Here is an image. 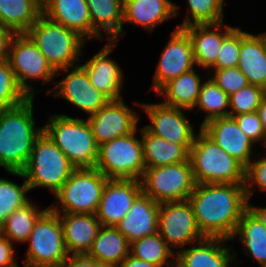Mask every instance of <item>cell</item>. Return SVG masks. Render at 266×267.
I'll use <instances>...</instances> for the list:
<instances>
[{
	"label": "cell",
	"instance_id": "cell-1",
	"mask_svg": "<svg viewBox=\"0 0 266 267\" xmlns=\"http://www.w3.org/2000/svg\"><path fill=\"white\" fill-rule=\"evenodd\" d=\"M197 226L204 237L230 240L247 209L245 184H196L189 195Z\"/></svg>",
	"mask_w": 266,
	"mask_h": 267
},
{
	"label": "cell",
	"instance_id": "cell-2",
	"mask_svg": "<svg viewBox=\"0 0 266 267\" xmlns=\"http://www.w3.org/2000/svg\"><path fill=\"white\" fill-rule=\"evenodd\" d=\"M34 101L35 97H30L18 106L0 110V167L6 172L24 169L43 132L34 118Z\"/></svg>",
	"mask_w": 266,
	"mask_h": 267
},
{
	"label": "cell",
	"instance_id": "cell-3",
	"mask_svg": "<svg viewBox=\"0 0 266 267\" xmlns=\"http://www.w3.org/2000/svg\"><path fill=\"white\" fill-rule=\"evenodd\" d=\"M43 132L75 168H95L99 145L86 118L67 113L48 114Z\"/></svg>",
	"mask_w": 266,
	"mask_h": 267
},
{
	"label": "cell",
	"instance_id": "cell-4",
	"mask_svg": "<svg viewBox=\"0 0 266 267\" xmlns=\"http://www.w3.org/2000/svg\"><path fill=\"white\" fill-rule=\"evenodd\" d=\"M26 34L55 71L79 65L84 60L83 50L88 41L76 31L49 20L43 14Z\"/></svg>",
	"mask_w": 266,
	"mask_h": 267
},
{
	"label": "cell",
	"instance_id": "cell-5",
	"mask_svg": "<svg viewBox=\"0 0 266 267\" xmlns=\"http://www.w3.org/2000/svg\"><path fill=\"white\" fill-rule=\"evenodd\" d=\"M196 184H245V167L217 145L201 128L189 151Z\"/></svg>",
	"mask_w": 266,
	"mask_h": 267
},
{
	"label": "cell",
	"instance_id": "cell-6",
	"mask_svg": "<svg viewBox=\"0 0 266 267\" xmlns=\"http://www.w3.org/2000/svg\"><path fill=\"white\" fill-rule=\"evenodd\" d=\"M7 60L19 86L29 97H35L44 90L47 96L53 89L56 71L26 33L12 35ZM46 83L52 84L51 87L48 88ZM38 84L47 85V88L41 86L36 90Z\"/></svg>",
	"mask_w": 266,
	"mask_h": 267
},
{
	"label": "cell",
	"instance_id": "cell-7",
	"mask_svg": "<svg viewBox=\"0 0 266 267\" xmlns=\"http://www.w3.org/2000/svg\"><path fill=\"white\" fill-rule=\"evenodd\" d=\"M75 167L66 155L44 133L36 139L32 153L22 173L30 192L46 189L54 195L69 179Z\"/></svg>",
	"mask_w": 266,
	"mask_h": 267
},
{
	"label": "cell",
	"instance_id": "cell-8",
	"mask_svg": "<svg viewBox=\"0 0 266 267\" xmlns=\"http://www.w3.org/2000/svg\"><path fill=\"white\" fill-rule=\"evenodd\" d=\"M108 180L96 168H75L49 208L55 213L96 214Z\"/></svg>",
	"mask_w": 266,
	"mask_h": 267
},
{
	"label": "cell",
	"instance_id": "cell-9",
	"mask_svg": "<svg viewBox=\"0 0 266 267\" xmlns=\"http://www.w3.org/2000/svg\"><path fill=\"white\" fill-rule=\"evenodd\" d=\"M23 265L28 267H63L68 252L57 213L48 208L35 222L26 242Z\"/></svg>",
	"mask_w": 266,
	"mask_h": 267
},
{
	"label": "cell",
	"instance_id": "cell-10",
	"mask_svg": "<svg viewBox=\"0 0 266 267\" xmlns=\"http://www.w3.org/2000/svg\"><path fill=\"white\" fill-rule=\"evenodd\" d=\"M95 168L108 179L140 180L146 169L140 127L131 134L100 144Z\"/></svg>",
	"mask_w": 266,
	"mask_h": 267
},
{
	"label": "cell",
	"instance_id": "cell-11",
	"mask_svg": "<svg viewBox=\"0 0 266 267\" xmlns=\"http://www.w3.org/2000/svg\"><path fill=\"white\" fill-rule=\"evenodd\" d=\"M140 181L142 192L157 203L188 200L196 186L190 159L146 168Z\"/></svg>",
	"mask_w": 266,
	"mask_h": 267
},
{
	"label": "cell",
	"instance_id": "cell-12",
	"mask_svg": "<svg viewBox=\"0 0 266 267\" xmlns=\"http://www.w3.org/2000/svg\"><path fill=\"white\" fill-rule=\"evenodd\" d=\"M134 104L147 116L149 124L144 125V127L151 134L169 142L180 144L188 152L190 151L194 138L200 129L191 123L188 115L186 116L187 112L190 111L168 106L160 101L158 103L134 101Z\"/></svg>",
	"mask_w": 266,
	"mask_h": 267
},
{
	"label": "cell",
	"instance_id": "cell-13",
	"mask_svg": "<svg viewBox=\"0 0 266 267\" xmlns=\"http://www.w3.org/2000/svg\"><path fill=\"white\" fill-rule=\"evenodd\" d=\"M59 75L64 76L57 79ZM56 79L53 89L47 95L64 99L72 108L75 107L87 117L98 112L110 101L91 84L87 72L80 64L56 71Z\"/></svg>",
	"mask_w": 266,
	"mask_h": 267
},
{
	"label": "cell",
	"instance_id": "cell-14",
	"mask_svg": "<svg viewBox=\"0 0 266 267\" xmlns=\"http://www.w3.org/2000/svg\"><path fill=\"white\" fill-rule=\"evenodd\" d=\"M158 232L175 253L205 238L188 200L160 203Z\"/></svg>",
	"mask_w": 266,
	"mask_h": 267
},
{
	"label": "cell",
	"instance_id": "cell-15",
	"mask_svg": "<svg viewBox=\"0 0 266 267\" xmlns=\"http://www.w3.org/2000/svg\"><path fill=\"white\" fill-rule=\"evenodd\" d=\"M158 58L150 86L155 93L169 80L196 66L190 37L177 26L170 32L168 43H165Z\"/></svg>",
	"mask_w": 266,
	"mask_h": 267
},
{
	"label": "cell",
	"instance_id": "cell-16",
	"mask_svg": "<svg viewBox=\"0 0 266 267\" xmlns=\"http://www.w3.org/2000/svg\"><path fill=\"white\" fill-rule=\"evenodd\" d=\"M141 112L129 106L124 98L110 100L95 114L86 117L98 145L133 133L139 127Z\"/></svg>",
	"mask_w": 266,
	"mask_h": 267
},
{
	"label": "cell",
	"instance_id": "cell-17",
	"mask_svg": "<svg viewBox=\"0 0 266 267\" xmlns=\"http://www.w3.org/2000/svg\"><path fill=\"white\" fill-rule=\"evenodd\" d=\"M100 50L92 57L81 61L80 65L87 72L91 84L101 91L110 100H121L124 98V71L118 61L110 54L116 49L118 41H106Z\"/></svg>",
	"mask_w": 266,
	"mask_h": 267
},
{
	"label": "cell",
	"instance_id": "cell-18",
	"mask_svg": "<svg viewBox=\"0 0 266 267\" xmlns=\"http://www.w3.org/2000/svg\"><path fill=\"white\" fill-rule=\"evenodd\" d=\"M230 243L223 238L205 237L178 251L175 267H238L242 262Z\"/></svg>",
	"mask_w": 266,
	"mask_h": 267
},
{
	"label": "cell",
	"instance_id": "cell-19",
	"mask_svg": "<svg viewBox=\"0 0 266 267\" xmlns=\"http://www.w3.org/2000/svg\"><path fill=\"white\" fill-rule=\"evenodd\" d=\"M142 193L140 180L109 179L101 196L96 217L102 226H115L128 213L135 199Z\"/></svg>",
	"mask_w": 266,
	"mask_h": 267
},
{
	"label": "cell",
	"instance_id": "cell-20",
	"mask_svg": "<svg viewBox=\"0 0 266 267\" xmlns=\"http://www.w3.org/2000/svg\"><path fill=\"white\" fill-rule=\"evenodd\" d=\"M201 129L245 168L259 152L258 146L241 130L234 117L212 119Z\"/></svg>",
	"mask_w": 266,
	"mask_h": 267
},
{
	"label": "cell",
	"instance_id": "cell-21",
	"mask_svg": "<svg viewBox=\"0 0 266 267\" xmlns=\"http://www.w3.org/2000/svg\"><path fill=\"white\" fill-rule=\"evenodd\" d=\"M42 14L49 20L76 31L88 42L103 38L92 28L86 0H45Z\"/></svg>",
	"mask_w": 266,
	"mask_h": 267
},
{
	"label": "cell",
	"instance_id": "cell-22",
	"mask_svg": "<svg viewBox=\"0 0 266 267\" xmlns=\"http://www.w3.org/2000/svg\"><path fill=\"white\" fill-rule=\"evenodd\" d=\"M180 5L173 0H123V25H138L148 33L180 16Z\"/></svg>",
	"mask_w": 266,
	"mask_h": 267
},
{
	"label": "cell",
	"instance_id": "cell-23",
	"mask_svg": "<svg viewBox=\"0 0 266 267\" xmlns=\"http://www.w3.org/2000/svg\"><path fill=\"white\" fill-rule=\"evenodd\" d=\"M226 22L194 24L182 28L190 37L196 67L207 70L216 62L223 39L235 28Z\"/></svg>",
	"mask_w": 266,
	"mask_h": 267
},
{
	"label": "cell",
	"instance_id": "cell-24",
	"mask_svg": "<svg viewBox=\"0 0 266 267\" xmlns=\"http://www.w3.org/2000/svg\"><path fill=\"white\" fill-rule=\"evenodd\" d=\"M159 212L160 203L142 192L115 227L131 243L158 232Z\"/></svg>",
	"mask_w": 266,
	"mask_h": 267
},
{
	"label": "cell",
	"instance_id": "cell-25",
	"mask_svg": "<svg viewBox=\"0 0 266 267\" xmlns=\"http://www.w3.org/2000/svg\"><path fill=\"white\" fill-rule=\"evenodd\" d=\"M57 214L63 228V237L68 254H87L102 227L96 214Z\"/></svg>",
	"mask_w": 266,
	"mask_h": 267
},
{
	"label": "cell",
	"instance_id": "cell-26",
	"mask_svg": "<svg viewBox=\"0 0 266 267\" xmlns=\"http://www.w3.org/2000/svg\"><path fill=\"white\" fill-rule=\"evenodd\" d=\"M197 69L202 68H196L195 66L193 69L169 80L156 92V96L158 98L162 97L164 100L160 101L165 105L192 112L197 103L202 83L208 76V72H204L202 78L200 72L196 71Z\"/></svg>",
	"mask_w": 266,
	"mask_h": 267
},
{
	"label": "cell",
	"instance_id": "cell-27",
	"mask_svg": "<svg viewBox=\"0 0 266 267\" xmlns=\"http://www.w3.org/2000/svg\"><path fill=\"white\" fill-rule=\"evenodd\" d=\"M92 28L107 41L125 37L123 26V0H86Z\"/></svg>",
	"mask_w": 266,
	"mask_h": 267
},
{
	"label": "cell",
	"instance_id": "cell-28",
	"mask_svg": "<svg viewBox=\"0 0 266 267\" xmlns=\"http://www.w3.org/2000/svg\"><path fill=\"white\" fill-rule=\"evenodd\" d=\"M237 67L249 84L266 90V54L260 37L240 27V52Z\"/></svg>",
	"mask_w": 266,
	"mask_h": 267
},
{
	"label": "cell",
	"instance_id": "cell-29",
	"mask_svg": "<svg viewBox=\"0 0 266 267\" xmlns=\"http://www.w3.org/2000/svg\"><path fill=\"white\" fill-rule=\"evenodd\" d=\"M143 160L146 168L161 167L185 162L189 152L180 144L169 142L140 127Z\"/></svg>",
	"mask_w": 266,
	"mask_h": 267
},
{
	"label": "cell",
	"instance_id": "cell-30",
	"mask_svg": "<svg viewBox=\"0 0 266 267\" xmlns=\"http://www.w3.org/2000/svg\"><path fill=\"white\" fill-rule=\"evenodd\" d=\"M232 240L238 241L243 253L259 267L266 264V227L248 208L242 213Z\"/></svg>",
	"mask_w": 266,
	"mask_h": 267
},
{
	"label": "cell",
	"instance_id": "cell-31",
	"mask_svg": "<svg viewBox=\"0 0 266 267\" xmlns=\"http://www.w3.org/2000/svg\"><path fill=\"white\" fill-rule=\"evenodd\" d=\"M41 14L38 0H0V25L13 34L26 33Z\"/></svg>",
	"mask_w": 266,
	"mask_h": 267
},
{
	"label": "cell",
	"instance_id": "cell-32",
	"mask_svg": "<svg viewBox=\"0 0 266 267\" xmlns=\"http://www.w3.org/2000/svg\"><path fill=\"white\" fill-rule=\"evenodd\" d=\"M130 243L115 226H102L87 253L98 263L119 266L129 255Z\"/></svg>",
	"mask_w": 266,
	"mask_h": 267
},
{
	"label": "cell",
	"instance_id": "cell-33",
	"mask_svg": "<svg viewBox=\"0 0 266 267\" xmlns=\"http://www.w3.org/2000/svg\"><path fill=\"white\" fill-rule=\"evenodd\" d=\"M49 208L39 206L30 200L23 207L11 213L0 226V234L8 238L14 245L25 244L37 219Z\"/></svg>",
	"mask_w": 266,
	"mask_h": 267
},
{
	"label": "cell",
	"instance_id": "cell-34",
	"mask_svg": "<svg viewBox=\"0 0 266 267\" xmlns=\"http://www.w3.org/2000/svg\"><path fill=\"white\" fill-rule=\"evenodd\" d=\"M129 254L158 267H175L176 253L168 246L159 232L131 242Z\"/></svg>",
	"mask_w": 266,
	"mask_h": 267
},
{
	"label": "cell",
	"instance_id": "cell-35",
	"mask_svg": "<svg viewBox=\"0 0 266 267\" xmlns=\"http://www.w3.org/2000/svg\"><path fill=\"white\" fill-rule=\"evenodd\" d=\"M230 99L220 87L211 80L209 76L204 80L198 96L197 103L192 111L195 113L203 112L204 118L199 123V128L205 125L208 121L229 116Z\"/></svg>",
	"mask_w": 266,
	"mask_h": 267
},
{
	"label": "cell",
	"instance_id": "cell-36",
	"mask_svg": "<svg viewBox=\"0 0 266 267\" xmlns=\"http://www.w3.org/2000/svg\"><path fill=\"white\" fill-rule=\"evenodd\" d=\"M7 173L23 179V183L20 185L9 178L0 177V226L11 213L31 200L29 198L31 196L27 195L30 192L29 185L22 171H7Z\"/></svg>",
	"mask_w": 266,
	"mask_h": 267
},
{
	"label": "cell",
	"instance_id": "cell-37",
	"mask_svg": "<svg viewBox=\"0 0 266 267\" xmlns=\"http://www.w3.org/2000/svg\"><path fill=\"white\" fill-rule=\"evenodd\" d=\"M185 17L177 27L182 29L194 24H218L225 21L226 0H185Z\"/></svg>",
	"mask_w": 266,
	"mask_h": 267
},
{
	"label": "cell",
	"instance_id": "cell-38",
	"mask_svg": "<svg viewBox=\"0 0 266 267\" xmlns=\"http://www.w3.org/2000/svg\"><path fill=\"white\" fill-rule=\"evenodd\" d=\"M28 98L19 86L8 60L0 61V110L18 106Z\"/></svg>",
	"mask_w": 266,
	"mask_h": 267
},
{
	"label": "cell",
	"instance_id": "cell-39",
	"mask_svg": "<svg viewBox=\"0 0 266 267\" xmlns=\"http://www.w3.org/2000/svg\"><path fill=\"white\" fill-rule=\"evenodd\" d=\"M266 90L260 86L249 84L229 96V116L234 117L257 111Z\"/></svg>",
	"mask_w": 266,
	"mask_h": 267
},
{
	"label": "cell",
	"instance_id": "cell-40",
	"mask_svg": "<svg viewBox=\"0 0 266 267\" xmlns=\"http://www.w3.org/2000/svg\"><path fill=\"white\" fill-rule=\"evenodd\" d=\"M256 191L266 192V155L260 152L245 169V194L248 202H251Z\"/></svg>",
	"mask_w": 266,
	"mask_h": 267
},
{
	"label": "cell",
	"instance_id": "cell-41",
	"mask_svg": "<svg viewBox=\"0 0 266 267\" xmlns=\"http://www.w3.org/2000/svg\"><path fill=\"white\" fill-rule=\"evenodd\" d=\"M240 52V26H236L224 39L216 62L208 70L237 67Z\"/></svg>",
	"mask_w": 266,
	"mask_h": 267
},
{
	"label": "cell",
	"instance_id": "cell-42",
	"mask_svg": "<svg viewBox=\"0 0 266 267\" xmlns=\"http://www.w3.org/2000/svg\"><path fill=\"white\" fill-rule=\"evenodd\" d=\"M207 72L211 80L229 96L249 85L247 77L238 67L207 70Z\"/></svg>",
	"mask_w": 266,
	"mask_h": 267
},
{
	"label": "cell",
	"instance_id": "cell-43",
	"mask_svg": "<svg viewBox=\"0 0 266 267\" xmlns=\"http://www.w3.org/2000/svg\"><path fill=\"white\" fill-rule=\"evenodd\" d=\"M241 130L260 147L266 143V131L257 111L234 116Z\"/></svg>",
	"mask_w": 266,
	"mask_h": 267
},
{
	"label": "cell",
	"instance_id": "cell-44",
	"mask_svg": "<svg viewBox=\"0 0 266 267\" xmlns=\"http://www.w3.org/2000/svg\"><path fill=\"white\" fill-rule=\"evenodd\" d=\"M15 245L0 234V267H18Z\"/></svg>",
	"mask_w": 266,
	"mask_h": 267
},
{
	"label": "cell",
	"instance_id": "cell-45",
	"mask_svg": "<svg viewBox=\"0 0 266 267\" xmlns=\"http://www.w3.org/2000/svg\"><path fill=\"white\" fill-rule=\"evenodd\" d=\"M63 267H96V260L87 254H69Z\"/></svg>",
	"mask_w": 266,
	"mask_h": 267
},
{
	"label": "cell",
	"instance_id": "cell-46",
	"mask_svg": "<svg viewBox=\"0 0 266 267\" xmlns=\"http://www.w3.org/2000/svg\"><path fill=\"white\" fill-rule=\"evenodd\" d=\"M13 33L0 25V61L8 58V46Z\"/></svg>",
	"mask_w": 266,
	"mask_h": 267
},
{
	"label": "cell",
	"instance_id": "cell-47",
	"mask_svg": "<svg viewBox=\"0 0 266 267\" xmlns=\"http://www.w3.org/2000/svg\"><path fill=\"white\" fill-rule=\"evenodd\" d=\"M119 267H158L153 263L135 258L130 254L122 261Z\"/></svg>",
	"mask_w": 266,
	"mask_h": 267
},
{
	"label": "cell",
	"instance_id": "cell-48",
	"mask_svg": "<svg viewBox=\"0 0 266 267\" xmlns=\"http://www.w3.org/2000/svg\"><path fill=\"white\" fill-rule=\"evenodd\" d=\"M247 208L260 220V222L266 227V206L253 205L251 202H247Z\"/></svg>",
	"mask_w": 266,
	"mask_h": 267
},
{
	"label": "cell",
	"instance_id": "cell-49",
	"mask_svg": "<svg viewBox=\"0 0 266 267\" xmlns=\"http://www.w3.org/2000/svg\"><path fill=\"white\" fill-rule=\"evenodd\" d=\"M263 128L266 131V95L263 97L260 106L257 109Z\"/></svg>",
	"mask_w": 266,
	"mask_h": 267
},
{
	"label": "cell",
	"instance_id": "cell-50",
	"mask_svg": "<svg viewBox=\"0 0 266 267\" xmlns=\"http://www.w3.org/2000/svg\"><path fill=\"white\" fill-rule=\"evenodd\" d=\"M260 37L261 43L263 45L265 54H266V32H260L257 34Z\"/></svg>",
	"mask_w": 266,
	"mask_h": 267
},
{
	"label": "cell",
	"instance_id": "cell-51",
	"mask_svg": "<svg viewBox=\"0 0 266 267\" xmlns=\"http://www.w3.org/2000/svg\"><path fill=\"white\" fill-rule=\"evenodd\" d=\"M96 267H119V266H116V265H113V264L98 263L96 261Z\"/></svg>",
	"mask_w": 266,
	"mask_h": 267
}]
</instances>
